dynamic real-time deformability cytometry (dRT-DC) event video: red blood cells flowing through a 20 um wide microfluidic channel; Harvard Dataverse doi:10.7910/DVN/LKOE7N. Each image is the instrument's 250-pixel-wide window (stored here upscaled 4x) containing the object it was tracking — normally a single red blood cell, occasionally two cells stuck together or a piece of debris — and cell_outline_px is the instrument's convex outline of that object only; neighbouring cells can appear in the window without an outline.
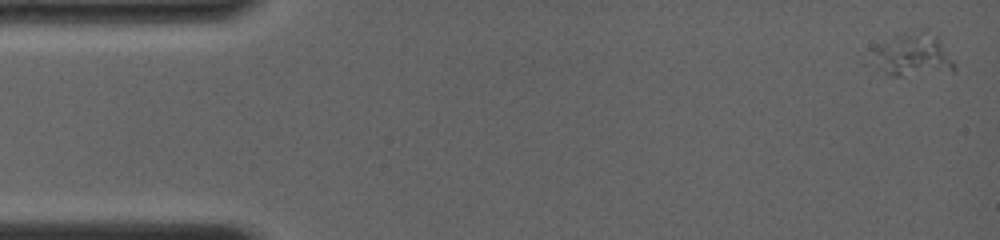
{"species": "common noctule bat (a hibernating species)", "species_latin": "Nyctalus noctula", "temperature_condition": "room temperature", "stored_images_in_passage": 8, "camera_frame_rate_fps": 4000, "um_per_image_px": 0.085, "animal": {"sex": "female", "body_mass_g": 19.0, "forearm_length_mm": 56.7}, "frame": {"image": 1, "passage_image": 1, "time_ms": 0.0, "image_size_px": [1000, 240], "cell_outline_px": [[952, 68], [896, 76], [892, 76], [864, 64], [860, 56], [896, 32], [908, 28], [928, 28], [940, 40], [952, 60]], "centroid_in_image_um": [77.24, 4.54], "position_along_channel_um": 7.8, "area_um2": 21.85}}
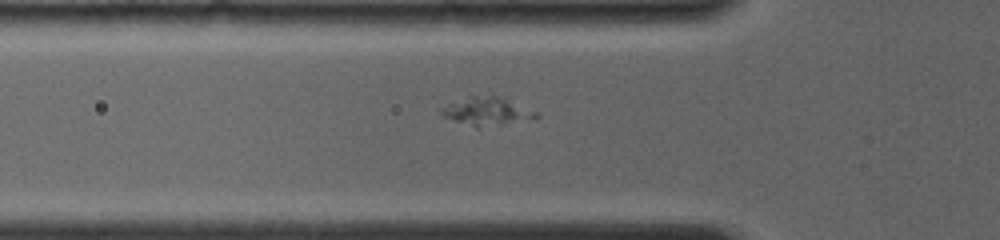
{"frame": {"image": 2, "passage_image": 6, "time_ms": 5.0, "image_size_px": [1000, 240], "cell_outline_px": [[540, 116], [536, 120], [480, 128], [476, 128], [444, 116], [436, 108], [468, 92], [492, 92], [540, 112]], "centroid_in_image_um": [41.39, 9.38], "position_along_channel_um": 84.4, "area_um2": 17.51}}
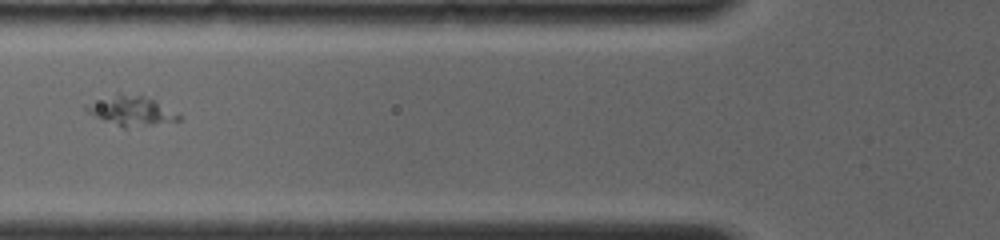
{"frame": {"image": 3, "passage_image": 7, "time_ms": 5.75, "image_size_px": [1000, 240], "cell_outline_px": [[164, 116], [160, 120], [152, 124], [124, 128], [104, 120], [88, 112], [84, 108], [84, 104], [116, 92], [120, 92], [140, 96], [152, 100], [156, 104]], "centroid_in_image_um": [10.65, 9.35], "position_along_channel_um": 115.2, "area_um2": 13.76}}